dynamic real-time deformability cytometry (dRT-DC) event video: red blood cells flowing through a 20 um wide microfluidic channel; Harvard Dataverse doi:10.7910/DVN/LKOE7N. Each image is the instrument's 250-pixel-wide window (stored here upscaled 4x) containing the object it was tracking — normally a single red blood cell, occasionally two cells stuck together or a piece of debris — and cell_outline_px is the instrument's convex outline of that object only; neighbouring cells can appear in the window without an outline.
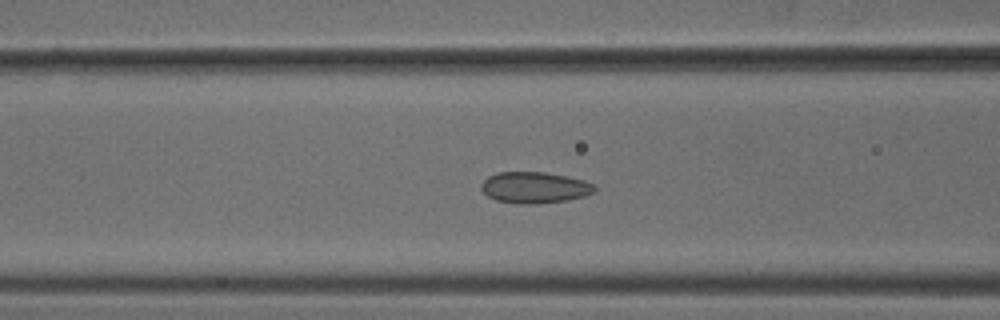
{"species": "common noctule bat (a hibernating species)", "species_latin": "Nyctalus noctula", "temperature_condition": "cold", "stored_images_in_passage": 34, "camera_frame_rate_fps": 3000, "um_per_image_px": 0.085, "animal": {"sex": "male", "body_mass_g": 18.8}, "frame": {"image": 1, "passage_image": 7, "time_ms": 2.0, "image_size_px": [1000, 320], "cell_outline_px": [[596, 192], [584, 196], [568, 200], [536, 204], [516, 204], [496, 200], [488, 196], [480, 188], [480, 184], [488, 176], [496, 172], [544, 172], [584, 180], [596, 184]], "centroid_in_image_um": [45.45, 15.94], "position_along_channel_um": 121.2, "area_um2": 20.87}}
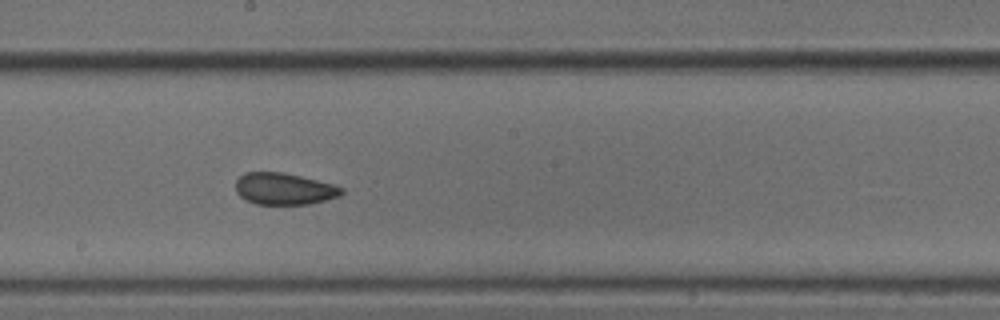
{"frame": {"image": 2, "passage_image": 15, "time_ms": 4.667, "image_size_px": [1000, 320], "cell_outline_px": [[344, 192], [340, 196], [328, 200], [308, 204], [256, 204], [240, 196], [236, 192], [236, 180], [244, 172], [284, 172], [332, 184], [344, 188]], "centroid_in_image_um": [24.16, 16.05], "position_along_channel_um": 224.0, "area_um2": 19.59}}
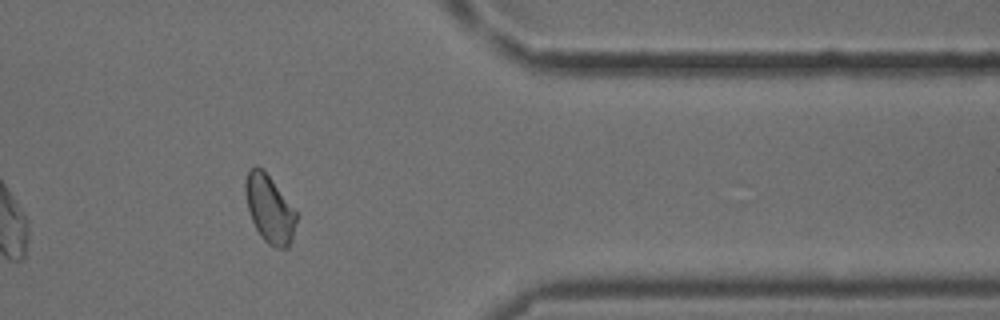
{"frame": {"image": 3, "passage_image": 29, "time_ms": 9.333, "image_size_px": [1000, 320], "cell_outline_px": [[300, 216], [292, 240], [288, 248], [276, 248], [268, 244], [264, 240], [256, 228], [252, 220], [248, 208], [244, 192], [244, 180], [248, 172], [256, 164], [268, 176], [300, 212]], "centroid_in_image_um": [22.97, 17.79], "position_along_channel_um": 388.4, "area_um2": 20.52}, "authors_computed_cell_mechanics": {"area_um2": 20.1722, "velocity_mm_per_s": 3.8556, "shape_relaxation_time_tau1_ms": null, "shape_relaxation_time_tau2_ms": 1.8884, "deformation_change_tau1": null, "deformation_change_tau2": 0.0592}}